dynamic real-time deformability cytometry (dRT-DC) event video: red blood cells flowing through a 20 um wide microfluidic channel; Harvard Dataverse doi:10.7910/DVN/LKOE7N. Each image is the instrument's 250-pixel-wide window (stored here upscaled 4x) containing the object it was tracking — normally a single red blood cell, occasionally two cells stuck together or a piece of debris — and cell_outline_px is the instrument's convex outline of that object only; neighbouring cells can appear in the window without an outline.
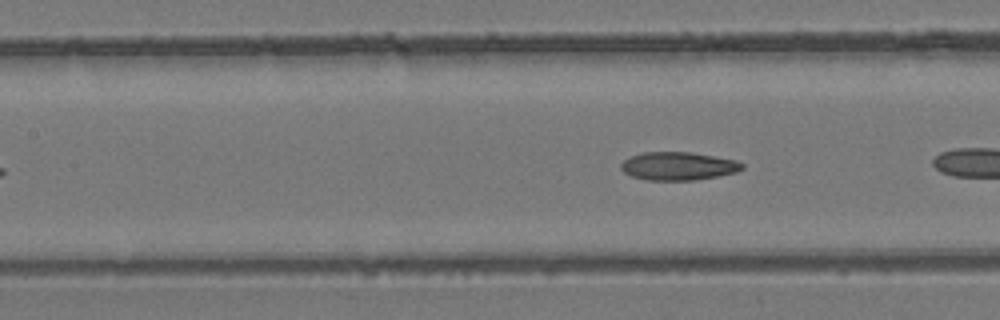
{"species": "common noctule bat (a hibernating species)", "species_latin": "Nyctalus noctula", "temperature_condition": "room temperature", "stored_images_in_passage": 6, "camera_frame_rate_fps": 3000, "um_per_image_px": 0.085, "animal": {"sex": "female", "body_mass_g": 24.6, "forearm_length_mm": 56.2}, "frame": {"image": 1, "passage_image": 6, "time_ms": 6.333, "image_size_px": [1000, 320], "cell_outline_px": [[744, 168], [736, 172], [696, 180], [648, 180], [632, 176], [624, 172], [620, 168], [620, 164], [624, 160], [632, 156], [644, 152], [692, 152], [736, 160], [744, 164]], "centroid_in_image_um": [57.65, 14.11], "position_along_channel_um": 149.7, "area_um2": 19.83}}